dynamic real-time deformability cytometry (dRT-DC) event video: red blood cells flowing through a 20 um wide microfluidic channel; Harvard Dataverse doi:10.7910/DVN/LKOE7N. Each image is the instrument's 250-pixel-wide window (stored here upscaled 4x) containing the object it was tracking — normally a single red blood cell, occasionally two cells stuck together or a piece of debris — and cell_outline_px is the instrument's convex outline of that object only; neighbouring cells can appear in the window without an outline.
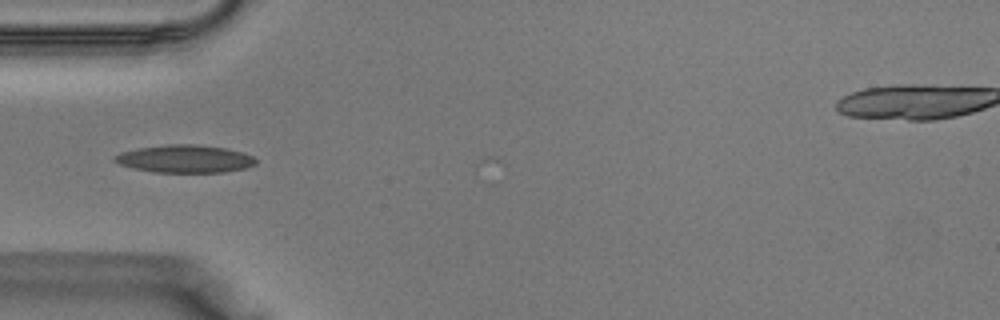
{"species": "Egyptian fruit bat (a non-hibernating species)", "species_latin": "Rousettus aegyptiacus", "temperature_condition": "warm", "stored_images_in_passage": 24, "camera_frame_rate_fps": 3000, "um_per_image_px": 0.085, "animal": {"sex": "male"}, "frame": {"image": 1, "passage_image": 5, "time_ms": 1.333, "image_size_px": [1000, 320], "cell_outline_px": [[256, 164], [244, 168], [224, 172], [152, 172], [120, 164], [112, 160], [112, 156], [120, 152], [140, 148], [168, 144], [196, 144], [224, 148], [240, 152], [252, 156], [256, 160]], "centroid_in_image_um": [15.68, 13.5], "position_along_channel_um": 69.3, "area_um2": 22.6}}
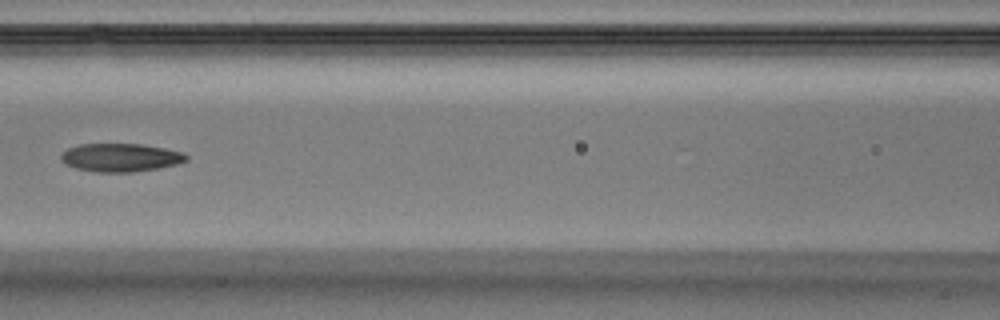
{"frame": {"image": 2, "passage_image": 10, "time_ms": 3.0, "image_size_px": [1000, 320], "cell_outline_px": [[188, 160], [176, 164], [156, 168], [132, 172], [96, 172], [76, 168], [64, 164], [60, 160], [60, 152], [68, 148], [80, 144], [144, 144], [184, 152], [188, 156]], "centroid_in_image_um": [10.21, 13.38], "position_along_channel_um": 156.4, "area_um2": 20.75}}
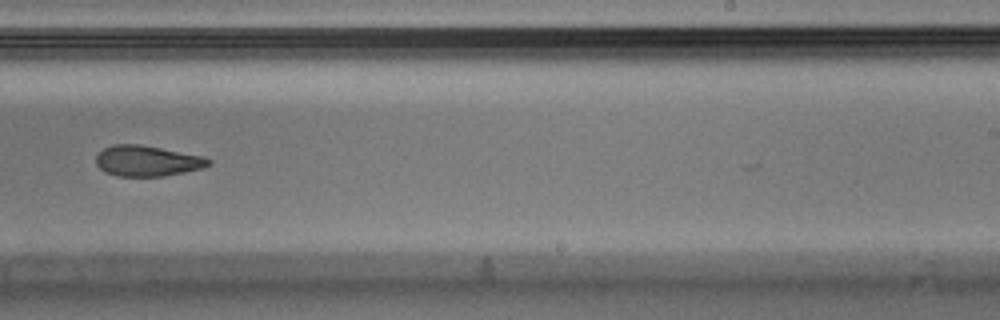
{"frame": {"image": 3, "passage_image": 17, "time_ms": 5.333, "image_size_px": [1000, 320], "cell_outline_px": [[212, 164], [200, 168], [184, 172], [164, 176], [120, 176], [108, 172], [100, 168], [96, 164], [96, 156], [104, 148], [112, 144], [140, 144], [204, 156], [212, 160]], "centroid_in_image_um": [12.53, 13.66], "position_along_channel_um": 276.5, "area_um2": 20.0}}